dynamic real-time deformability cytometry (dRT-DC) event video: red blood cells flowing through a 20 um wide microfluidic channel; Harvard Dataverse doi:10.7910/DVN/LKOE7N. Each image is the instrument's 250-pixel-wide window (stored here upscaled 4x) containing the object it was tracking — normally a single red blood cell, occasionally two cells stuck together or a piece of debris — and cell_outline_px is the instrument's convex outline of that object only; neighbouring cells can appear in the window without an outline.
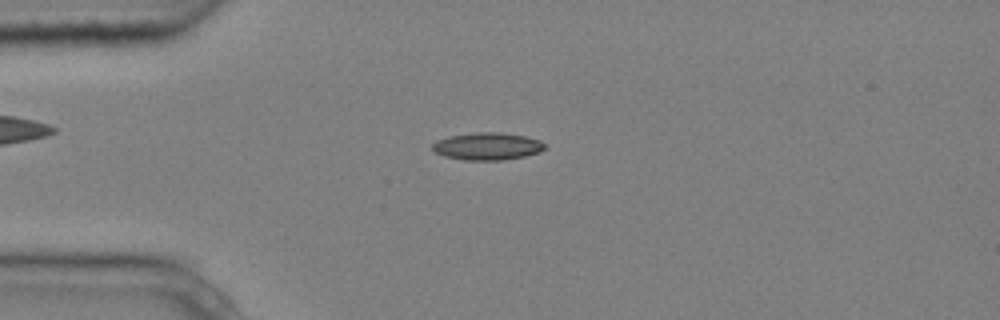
{"species": "common noctule bat (a hibernating species)", "species_latin": "Nyctalus noctula", "temperature_condition": "cold", "stored_images_in_passage": 5, "camera_frame_rate_fps": 3000, "um_per_image_px": 0.085, "animal": {"sex": "male", "body_mass_g": 20.4}, "frame": {"image": 1, "passage_image": 3, "time_ms": 0.667, "image_size_px": [1000, 320], "cell_outline_px": [[548, 148], [540, 152], [524, 156], [504, 160], [464, 160], [444, 156], [436, 152], [432, 148], [432, 144], [436, 140], [448, 136], [476, 132], [500, 132], [524, 136], [540, 140], [548, 144]], "centroid_in_image_um": [41.47, 12.43], "position_along_channel_um": 43.5, "area_um2": 18.15}}
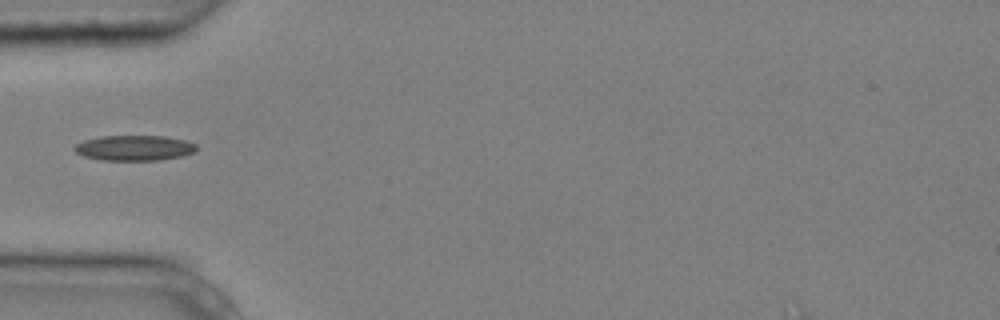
{"frame": {"image": 2, "passage_image": 4, "time_ms": 1.0, "image_size_px": [1000, 320], "cell_outline_px": [[196, 152], [180, 156], [160, 160], [100, 160], [84, 156], [76, 152], [72, 148], [76, 144], [84, 140], [100, 136], [164, 136], [184, 140], [196, 144]], "centroid_in_image_um": [11.4, 12.57], "position_along_channel_um": 73.6, "area_um2": 17.98}}
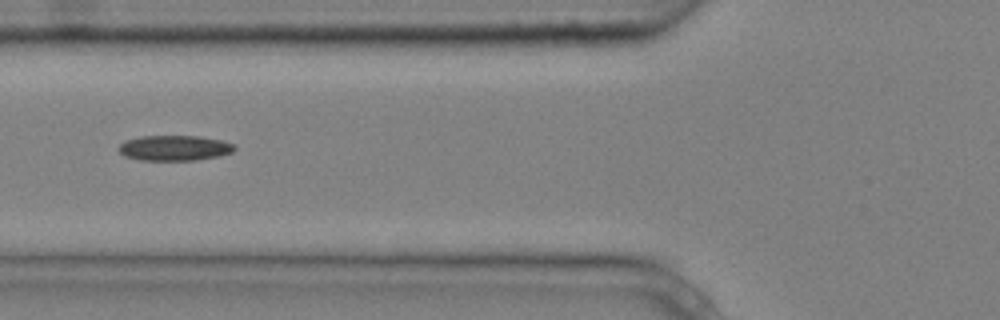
{"frame": {"image": 3, "passage_image": 5, "time_ms": 1.333, "image_size_px": [1000, 320], "cell_outline_px": [[236, 148], [232, 152], [216, 156], [196, 160], [140, 160], [124, 156], [116, 148], [124, 140], [140, 136], [200, 136], [220, 140], [232, 144]], "centroid_in_image_um": [14.76, 12.57], "position_along_channel_um": 111.0, "area_um2": 17.05}}